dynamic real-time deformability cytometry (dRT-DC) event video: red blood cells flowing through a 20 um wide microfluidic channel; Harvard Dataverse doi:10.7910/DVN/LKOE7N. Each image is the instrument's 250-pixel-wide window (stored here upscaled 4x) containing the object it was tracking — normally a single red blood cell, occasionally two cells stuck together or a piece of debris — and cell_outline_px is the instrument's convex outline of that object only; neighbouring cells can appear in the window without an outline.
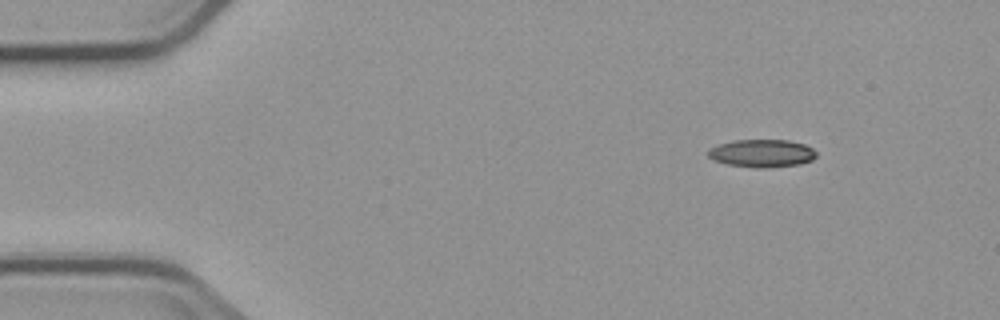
{"species": "common noctule bat (a hibernating species)", "species_latin": "Nyctalus noctula", "temperature_condition": "cold", "stored_images_in_passage": 8, "camera_frame_rate_fps": 3000, "um_per_image_px": 0.085, "animal": {"sex": "male", "body_mass_g": 23.1, "forearm_length_mm": 52.7}, "frame": {"image": 1, "passage_image": 2, "time_ms": 2.0, "image_size_px": [1000, 320], "cell_outline_px": [[816, 156], [812, 160], [800, 164], [768, 168], [756, 168], [728, 164], [712, 160], [708, 156], [708, 148], [732, 140], [788, 140], [804, 144], [812, 148], [816, 152]], "centroid_in_image_um": [64.75, 13.03], "position_along_channel_um": 20.2, "area_um2": 17.63}}
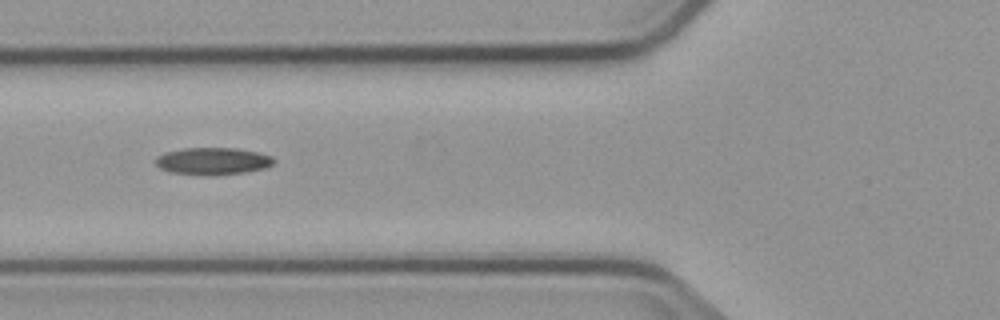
{"frame": {"image": 2, "passage_image": 6, "time_ms": 6.667, "image_size_px": [1000, 320], "cell_outline_px": [[276, 160], [272, 164], [264, 168], [244, 172], [208, 176], [172, 172], [160, 168], [156, 164], [156, 156], [164, 152], [184, 148], [236, 148], [256, 152], [272, 156]], "centroid_in_image_um": [18.07, 13.69], "position_along_channel_um": 107.7, "area_um2": 18.67}}
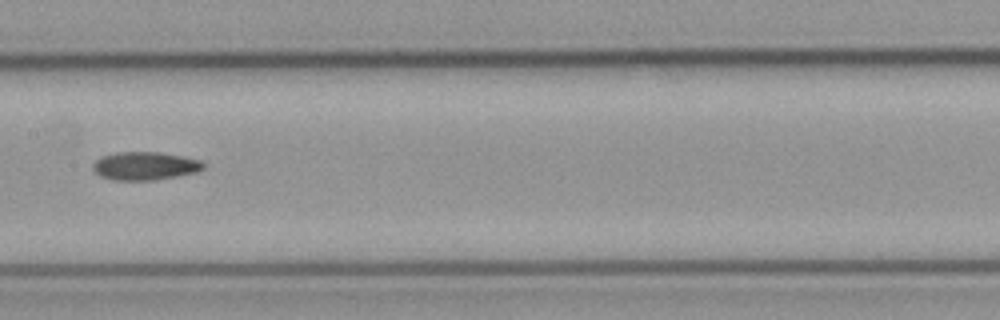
{"frame": {"image": 3, "passage_image": 8, "time_ms": 9.0, "image_size_px": [1000, 320], "cell_outline_px": [[204, 168], [196, 172], [176, 176], [152, 180], [112, 180], [100, 176], [92, 168], [92, 164], [100, 156], [116, 152], [160, 152], [184, 156], [200, 160], [204, 164]], "centroid_in_image_um": [12.29, 14.09], "position_along_channel_um": 195.1, "area_um2": 18.21}}